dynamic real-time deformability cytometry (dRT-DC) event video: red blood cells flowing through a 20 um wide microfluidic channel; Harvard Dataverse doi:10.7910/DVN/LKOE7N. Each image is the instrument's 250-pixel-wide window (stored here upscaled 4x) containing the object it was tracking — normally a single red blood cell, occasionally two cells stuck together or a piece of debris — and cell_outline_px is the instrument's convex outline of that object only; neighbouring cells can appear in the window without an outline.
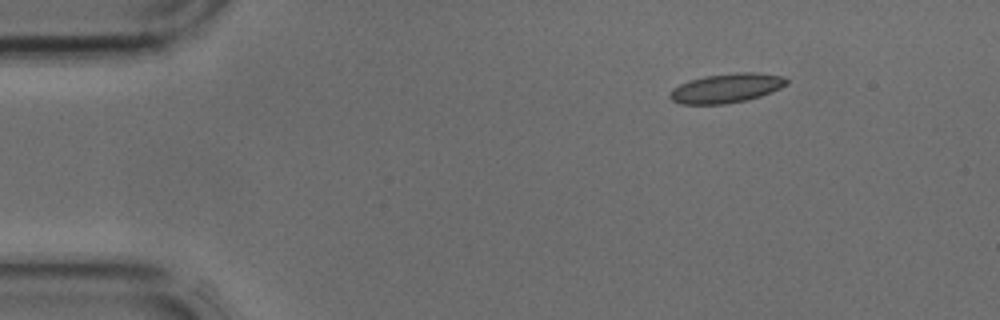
{"species": "common noctule bat (a hibernating species)", "species_latin": "Nyctalus noctula", "temperature_condition": "cold", "stored_images_in_passage": 37, "camera_frame_rate_fps": 3000, "um_per_image_px": 0.085, "animal": {"sex": "male", "body_mass_g": 17.9, "forearm_length_mm": 54.2}, "frame": {"image": 1, "passage_image": 1, "time_ms": 0.0, "image_size_px": [1000, 320], "cell_outline_px": [[788, 84], [772, 92], [748, 100], [724, 104], [680, 104], [672, 100], [668, 96], [668, 92], [672, 88], [688, 80], [704, 76], [736, 72], [756, 72], [784, 76], [788, 80]], "centroid_in_image_um": [61.74, 7.49], "position_along_channel_um": 23.3, "area_um2": 20.23}}
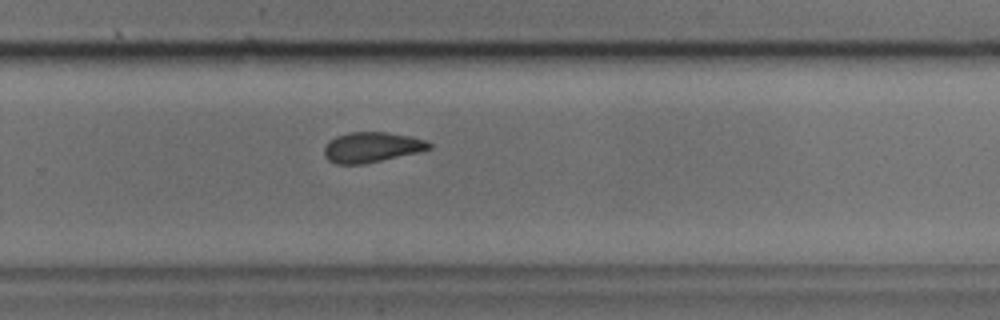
{"frame": {"image": 2, "passage_image": 23, "time_ms": 7.333, "image_size_px": [1000, 320], "cell_outline_px": [[432, 148], [420, 152], [364, 164], [336, 164], [328, 160], [324, 156], [324, 148], [328, 140], [336, 136], [348, 132], [388, 132], [408, 136], [424, 140], [432, 144]], "centroid_in_image_um": [31.57, 12.52], "position_along_channel_um": 298.2, "area_um2": 18.61}}
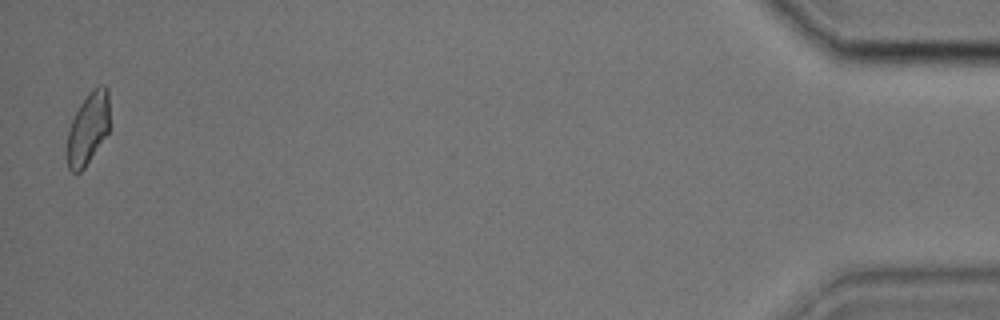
{"frame": {"image": 3, "passage_image": 37, "time_ms": 12.0, "image_size_px": [1000, 320], "cell_outline_px": [[108, 132], [84, 168], [80, 172], [72, 172], [68, 168], [68, 128], [80, 104], [100, 84], [104, 84], [108, 88]], "centroid_in_image_um": [7.48, 10.93], "position_along_channel_um": 427.7, "area_um2": 17.22}}